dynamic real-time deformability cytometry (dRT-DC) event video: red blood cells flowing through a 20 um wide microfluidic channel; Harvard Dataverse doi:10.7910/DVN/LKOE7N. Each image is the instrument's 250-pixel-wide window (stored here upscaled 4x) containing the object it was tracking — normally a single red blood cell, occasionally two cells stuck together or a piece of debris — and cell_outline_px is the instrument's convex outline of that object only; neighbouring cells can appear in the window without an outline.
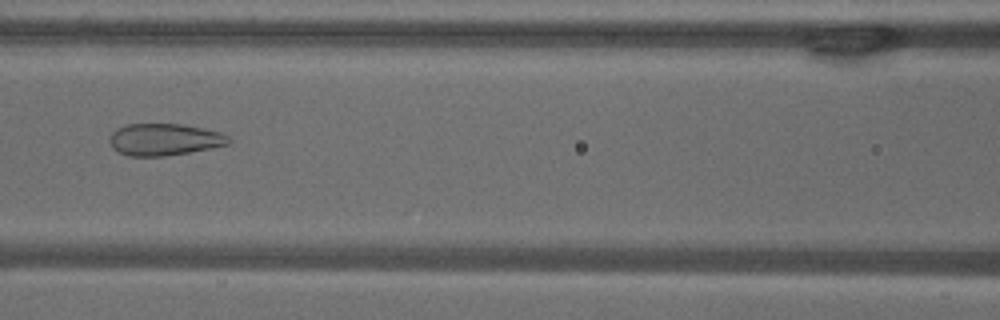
{"species": "common noctule bat (a hibernating species)", "species_latin": "Nyctalus noctula", "temperature_condition": "warm", "stored_images_in_passage": 54, "camera_frame_rate_fps": 3000, "um_per_image_px": 0.085, "animal": {"sex": "male", "body_mass_g": 18.8}, "frame": {"image": 1, "passage_image": 24, "time_ms": 7.667, "image_size_px": [1000, 320], "cell_outline_px": [[232, 144], [188, 152], [164, 156], [128, 156], [112, 148], [108, 140], [112, 132], [116, 128], [128, 124], [180, 124], [220, 132], [228, 136], [232, 140]], "centroid_in_image_um": [13.96, 11.86], "position_along_channel_um": 152.6, "area_um2": 22.14}}
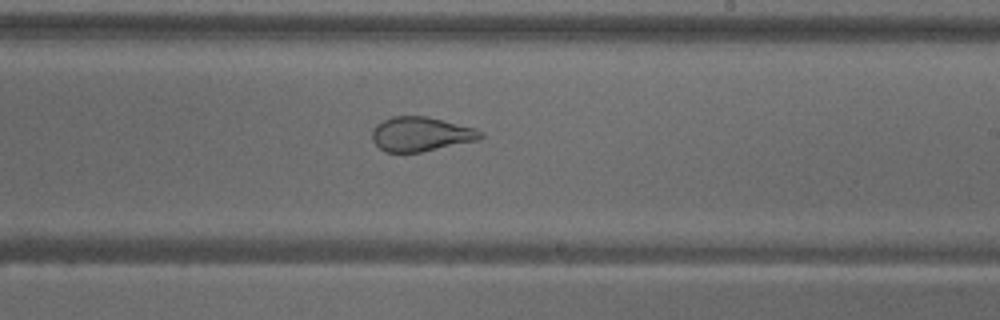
{"frame": {"image": 2, "passage_image": 32, "time_ms": 10.333, "image_size_px": [1000, 320], "cell_outline_px": [[484, 136], [480, 140], [420, 152], [384, 152], [372, 140], [372, 132], [376, 124], [392, 116], [424, 116], [476, 128], [484, 132]], "centroid_in_image_um": [35.8, 11.4], "position_along_channel_um": 253.2, "area_um2": 21.73}}
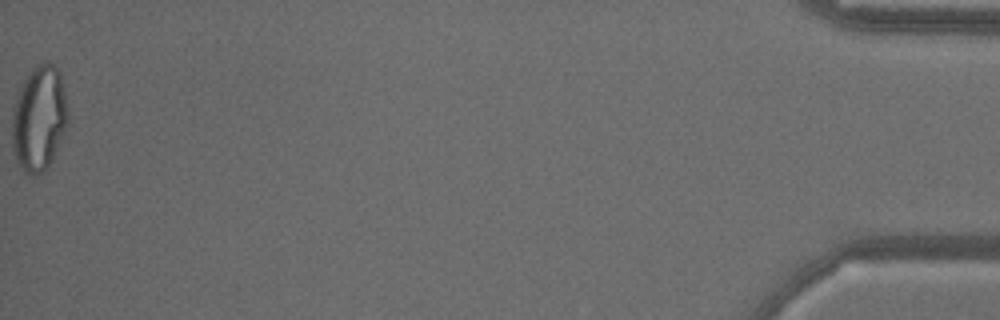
{"frame": {"image": 3, "passage_image": 54, "time_ms": 17.667, "image_size_px": [1000, 320], "cell_outline_px": [[68, 120], [48, 168], [44, 172], [36, 176], [28, 176], [24, 172], [16, 160], [12, 148], [12, 112], [16, 96], [28, 72], [32, 68], [44, 60], [48, 60], [56, 64], [60, 72], [68, 108]], "centroid_in_image_um": [3.31, 10.04], "position_along_channel_um": 431.9, "area_um2": 34.68}}